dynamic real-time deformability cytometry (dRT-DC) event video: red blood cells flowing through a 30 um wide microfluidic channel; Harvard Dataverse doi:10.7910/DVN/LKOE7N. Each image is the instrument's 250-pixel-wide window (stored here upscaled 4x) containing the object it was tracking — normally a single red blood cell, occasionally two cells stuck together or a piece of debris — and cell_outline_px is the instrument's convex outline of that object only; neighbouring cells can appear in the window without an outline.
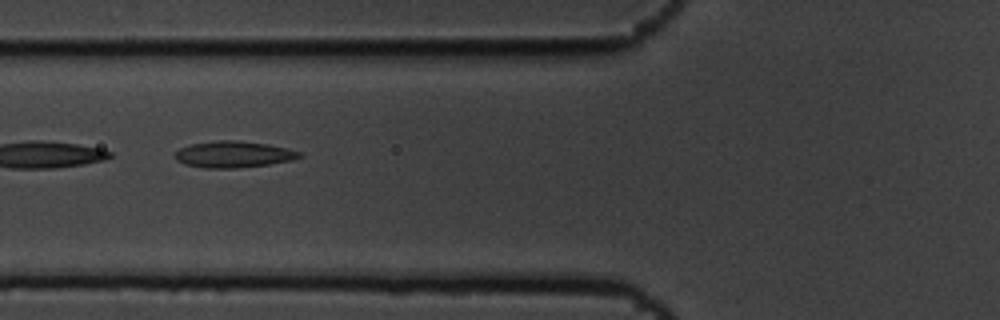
{"species": "common noctule bat (a hibernating species)", "species_latin": "Nyctalus noctula", "temperature_condition": "cold", "stored_images_in_passage": 9, "camera_frame_rate_fps": 3000, "um_per_image_px": 0.085, "animal": {"sex": "male", "body_mass_g": 19.5, "forearm_length_mm": 54.6}, "frame": {"image": 1, "passage_image": 6, "time_ms": 1.667, "image_size_px": [1000, 320], "cell_outline_px": [[304, 156], [292, 160], [268, 164], [236, 168], [204, 168], [184, 164], [176, 160], [176, 152], [180, 148], [192, 144], [220, 140], [236, 140], [268, 144], [300, 152]], "centroid_in_image_um": [19.84, 13.12], "position_along_channel_um": 106.0, "area_um2": 18.96}}
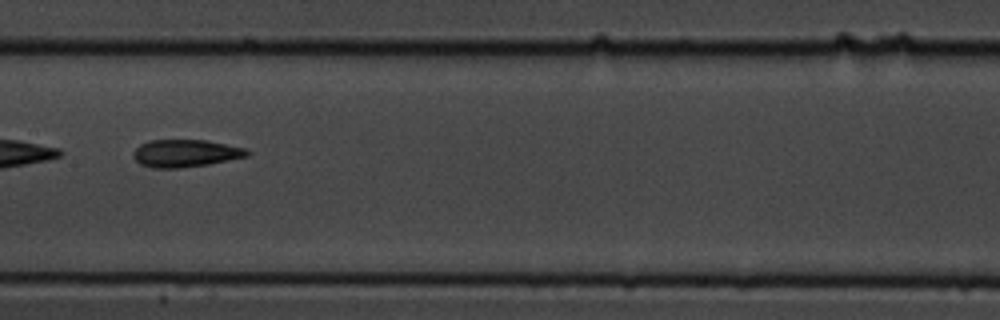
{"frame": {"image": 2, "passage_image": 8, "time_ms": 2.333, "image_size_px": [1000, 320], "cell_outline_px": [[252, 152], [248, 156], [208, 164], [180, 168], [152, 168], [140, 164], [132, 156], [136, 148], [140, 144], [148, 140], [208, 140], [248, 148]], "centroid_in_image_um": [15.8, 13.02], "position_along_channel_um": 191.6, "area_um2": 18.44}}
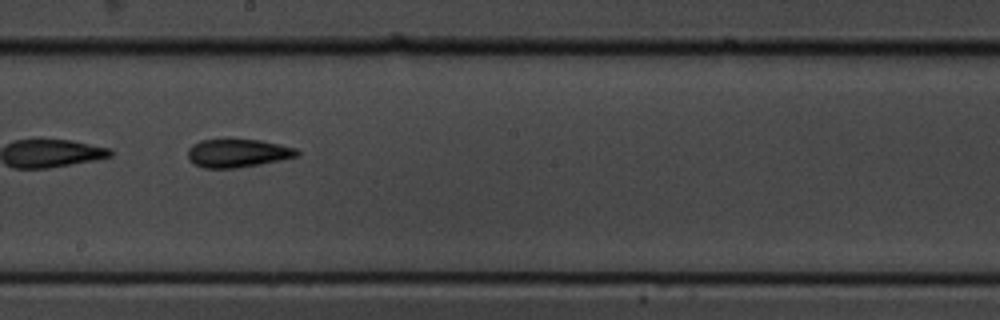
{"frame": {"image": 3, "passage_image": 9, "time_ms": 2.667, "image_size_px": [1000, 320], "cell_outline_px": [[300, 156], [260, 164], [236, 168], [204, 168], [192, 164], [188, 160], [188, 148], [192, 144], [200, 140], [228, 136], [260, 140], [280, 144], [296, 148], [300, 152]], "centroid_in_image_um": [20.16, 12.97], "position_along_channel_um": 228.0, "area_um2": 18.96}}